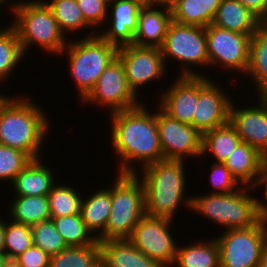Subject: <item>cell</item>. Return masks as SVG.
<instances>
[{"mask_svg":"<svg viewBox=\"0 0 267 267\" xmlns=\"http://www.w3.org/2000/svg\"><path fill=\"white\" fill-rule=\"evenodd\" d=\"M144 105L110 113L111 147L117 154L119 174H135V164L141 169L164 159L161 149L156 113H151ZM135 162V164H134ZM143 162V163H142Z\"/></svg>","mask_w":267,"mask_h":267,"instance_id":"obj_1","label":"cell"},{"mask_svg":"<svg viewBox=\"0 0 267 267\" xmlns=\"http://www.w3.org/2000/svg\"><path fill=\"white\" fill-rule=\"evenodd\" d=\"M22 97L9 96L0 106V144L23 151L32 160L41 159L50 120L35 101Z\"/></svg>","mask_w":267,"mask_h":267,"instance_id":"obj_2","label":"cell"},{"mask_svg":"<svg viewBox=\"0 0 267 267\" xmlns=\"http://www.w3.org/2000/svg\"><path fill=\"white\" fill-rule=\"evenodd\" d=\"M184 163L183 160L164 158L135 173L140 174L138 177L144 184L146 215L174 220L182 203L191 211L192 195L184 197L187 182Z\"/></svg>","mask_w":267,"mask_h":267,"instance_id":"obj_3","label":"cell"},{"mask_svg":"<svg viewBox=\"0 0 267 267\" xmlns=\"http://www.w3.org/2000/svg\"><path fill=\"white\" fill-rule=\"evenodd\" d=\"M11 4L9 11L14 17L11 25L17 31L24 54L30 46L38 44L44 52L61 56L68 43L67 35L59 28L50 8L29 0Z\"/></svg>","mask_w":267,"mask_h":267,"instance_id":"obj_4","label":"cell"},{"mask_svg":"<svg viewBox=\"0 0 267 267\" xmlns=\"http://www.w3.org/2000/svg\"><path fill=\"white\" fill-rule=\"evenodd\" d=\"M95 29L89 35L67 43L61 52L66 53L70 76L76 84L80 101L94 88L98 78L106 67L117 58L118 47L102 39ZM87 37V38H86Z\"/></svg>","mask_w":267,"mask_h":267,"instance_id":"obj_5","label":"cell"},{"mask_svg":"<svg viewBox=\"0 0 267 267\" xmlns=\"http://www.w3.org/2000/svg\"><path fill=\"white\" fill-rule=\"evenodd\" d=\"M252 189L242 186L229 193L192 195L191 210L226 227L225 230L252 227L261 220L257 198L250 193Z\"/></svg>","mask_w":267,"mask_h":267,"instance_id":"obj_6","label":"cell"},{"mask_svg":"<svg viewBox=\"0 0 267 267\" xmlns=\"http://www.w3.org/2000/svg\"><path fill=\"white\" fill-rule=\"evenodd\" d=\"M111 188V212L106 240L127 239L146 215L144 184L136 174H117Z\"/></svg>","mask_w":267,"mask_h":267,"instance_id":"obj_7","label":"cell"},{"mask_svg":"<svg viewBox=\"0 0 267 267\" xmlns=\"http://www.w3.org/2000/svg\"><path fill=\"white\" fill-rule=\"evenodd\" d=\"M161 52L165 65L168 58L171 61L174 59L175 62L176 60L181 62L178 64H184L181 68L180 76H202L192 66L197 65L200 68L209 66L205 27L180 24L172 20L169 24L164 44L161 47Z\"/></svg>","mask_w":267,"mask_h":267,"instance_id":"obj_8","label":"cell"},{"mask_svg":"<svg viewBox=\"0 0 267 267\" xmlns=\"http://www.w3.org/2000/svg\"><path fill=\"white\" fill-rule=\"evenodd\" d=\"M215 239L220 267H258L267 247V222L261 219L249 228L229 229Z\"/></svg>","mask_w":267,"mask_h":267,"instance_id":"obj_9","label":"cell"},{"mask_svg":"<svg viewBox=\"0 0 267 267\" xmlns=\"http://www.w3.org/2000/svg\"><path fill=\"white\" fill-rule=\"evenodd\" d=\"M172 219L145 215L127 240L162 267H172L178 242L170 233Z\"/></svg>","mask_w":267,"mask_h":267,"instance_id":"obj_10","label":"cell"},{"mask_svg":"<svg viewBox=\"0 0 267 267\" xmlns=\"http://www.w3.org/2000/svg\"><path fill=\"white\" fill-rule=\"evenodd\" d=\"M209 66L246 74L252 35L220 28L212 23L205 27ZM212 65V66H211Z\"/></svg>","mask_w":267,"mask_h":267,"instance_id":"obj_11","label":"cell"},{"mask_svg":"<svg viewBox=\"0 0 267 267\" xmlns=\"http://www.w3.org/2000/svg\"><path fill=\"white\" fill-rule=\"evenodd\" d=\"M82 101L87 105H103L110 113L133 109L142 104L130 88L124 66L118 57L106 67L94 88Z\"/></svg>","mask_w":267,"mask_h":267,"instance_id":"obj_12","label":"cell"},{"mask_svg":"<svg viewBox=\"0 0 267 267\" xmlns=\"http://www.w3.org/2000/svg\"><path fill=\"white\" fill-rule=\"evenodd\" d=\"M156 107V125L163 157L183 161L187 160V156L201 158L202 134L191 124L173 119Z\"/></svg>","mask_w":267,"mask_h":267,"instance_id":"obj_13","label":"cell"},{"mask_svg":"<svg viewBox=\"0 0 267 267\" xmlns=\"http://www.w3.org/2000/svg\"><path fill=\"white\" fill-rule=\"evenodd\" d=\"M117 57L121 60L130 88L139 96L142 85L164 77L167 71L161 48L135 44L119 47ZM164 75V76H163Z\"/></svg>","mask_w":267,"mask_h":267,"instance_id":"obj_14","label":"cell"},{"mask_svg":"<svg viewBox=\"0 0 267 267\" xmlns=\"http://www.w3.org/2000/svg\"><path fill=\"white\" fill-rule=\"evenodd\" d=\"M223 91L205 74L199 76V96L193 114V127L202 135L229 122L232 99Z\"/></svg>","mask_w":267,"mask_h":267,"instance_id":"obj_15","label":"cell"},{"mask_svg":"<svg viewBox=\"0 0 267 267\" xmlns=\"http://www.w3.org/2000/svg\"><path fill=\"white\" fill-rule=\"evenodd\" d=\"M256 106L245 108L231 103L229 123L240 136L241 142H246L267 158V101L257 96ZM258 103V104H257Z\"/></svg>","mask_w":267,"mask_h":267,"instance_id":"obj_16","label":"cell"},{"mask_svg":"<svg viewBox=\"0 0 267 267\" xmlns=\"http://www.w3.org/2000/svg\"><path fill=\"white\" fill-rule=\"evenodd\" d=\"M144 4L143 0H109L107 12L109 17L106 18L111 20L107 25L109 29L106 28L100 33L97 28V34L118 48L133 44L138 29L139 10Z\"/></svg>","mask_w":267,"mask_h":267,"instance_id":"obj_17","label":"cell"},{"mask_svg":"<svg viewBox=\"0 0 267 267\" xmlns=\"http://www.w3.org/2000/svg\"><path fill=\"white\" fill-rule=\"evenodd\" d=\"M161 96V97H160ZM199 76H178L159 95L158 107L169 117L193 126V114L198 103Z\"/></svg>","mask_w":267,"mask_h":267,"instance_id":"obj_18","label":"cell"},{"mask_svg":"<svg viewBox=\"0 0 267 267\" xmlns=\"http://www.w3.org/2000/svg\"><path fill=\"white\" fill-rule=\"evenodd\" d=\"M171 21L170 5L145 3L139 10L138 29L133 44L161 48Z\"/></svg>","mask_w":267,"mask_h":267,"instance_id":"obj_19","label":"cell"},{"mask_svg":"<svg viewBox=\"0 0 267 267\" xmlns=\"http://www.w3.org/2000/svg\"><path fill=\"white\" fill-rule=\"evenodd\" d=\"M101 267H162L127 239L100 241Z\"/></svg>","mask_w":267,"mask_h":267,"instance_id":"obj_20","label":"cell"},{"mask_svg":"<svg viewBox=\"0 0 267 267\" xmlns=\"http://www.w3.org/2000/svg\"><path fill=\"white\" fill-rule=\"evenodd\" d=\"M266 157L246 142H240L224 164L242 186L254 188Z\"/></svg>","mask_w":267,"mask_h":267,"instance_id":"obj_21","label":"cell"},{"mask_svg":"<svg viewBox=\"0 0 267 267\" xmlns=\"http://www.w3.org/2000/svg\"><path fill=\"white\" fill-rule=\"evenodd\" d=\"M89 197V198H88ZM84 199L82 197L80 215L86 228L99 241L106 240V226L111 212V187L94 192ZM95 232H100L96 234Z\"/></svg>","mask_w":267,"mask_h":267,"instance_id":"obj_22","label":"cell"},{"mask_svg":"<svg viewBox=\"0 0 267 267\" xmlns=\"http://www.w3.org/2000/svg\"><path fill=\"white\" fill-rule=\"evenodd\" d=\"M41 162V159L31 160L9 184L13 185L15 196H42L51 191L55 184L54 174Z\"/></svg>","mask_w":267,"mask_h":267,"instance_id":"obj_23","label":"cell"},{"mask_svg":"<svg viewBox=\"0 0 267 267\" xmlns=\"http://www.w3.org/2000/svg\"><path fill=\"white\" fill-rule=\"evenodd\" d=\"M263 22L238 0H221L212 22L220 28L253 35Z\"/></svg>","mask_w":267,"mask_h":267,"instance_id":"obj_24","label":"cell"},{"mask_svg":"<svg viewBox=\"0 0 267 267\" xmlns=\"http://www.w3.org/2000/svg\"><path fill=\"white\" fill-rule=\"evenodd\" d=\"M220 3L221 0H174L170 4L172 20L206 27L213 22Z\"/></svg>","mask_w":267,"mask_h":267,"instance_id":"obj_25","label":"cell"},{"mask_svg":"<svg viewBox=\"0 0 267 267\" xmlns=\"http://www.w3.org/2000/svg\"><path fill=\"white\" fill-rule=\"evenodd\" d=\"M196 240L188 246H178L172 266L220 267V249L217 240Z\"/></svg>","mask_w":267,"mask_h":267,"instance_id":"obj_26","label":"cell"},{"mask_svg":"<svg viewBox=\"0 0 267 267\" xmlns=\"http://www.w3.org/2000/svg\"><path fill=\"white\" fill-rule=\"evenodd\" d=\"M245 75L257 86L258 96L267 91V22H263L251 36Z\"/></svg>","mask_w":267,"mask_h":267,"instance_id":"obj_27","label":"cell"},{"mask_svg":"<svg viewBox=\"0 0 267 267\" xmlns=\"http://www.w3.org/2000/svg\"><path fill=\"white\" fill-rule=\"evenodd\" d=\"M9 206L10 219L28 226L51 219L47 195L15 196Z\"/></svg>","mask_w":267,"mask_h":267,"instance_id":"obj_28","label":"cell"},{"mask_svg":"<svg viewBox=\"0 0 267 267\" xmlns=\"http://www.w3.org/2000/svg\"><path fill=\"white\" fill-rule=\"evenodd\" d=\"M240 142V136L228 122L202 135L201 156L203 158L210 153L216 160L215 163H224Z\"/></svg>","mask_w":267,"mask_h":267,"instance_id":"obj_29","label":"cell"},{"mask_svg":"<svg viewBox=\"0 0 267 267\" xmlns=\"http://www.w3.org/2000/svg\"><path fill=\"white\" fill-rule=\"evenodd\" d=\"M49 267H101L100 241L86 246H67L50 256Z\"/></svg>","mask_w":267,"mask_h":267,"instance_id":"obj_30","label":"cell"},{"mask_svg":"<svg viewBox=\"0 0 267 267\" xmlns=\"http://www.w3.org/2000/svg\"><path fill=\"white\" fill-rule=\"evenodd\" d=\"M24 56L16 29L12 25L3 27L0 30V82L8 80Z\"/></svg>","mask_w":267,"mask_h":267,"instance_id":"obj_31","label":"cell"},{"mask_svg":"<svg viewBox=\"0 0 267 267\" xmlns=\"http://www.w3.org/2000/svg\"><path fill=\"white\" fill-rule=\"evenodd\" d=\"M47 6L52 11L59 28L63 33L80 32V30L93 29L86 21L82 14L77 0H54Z\"/></svg>","mask_w":267,"mask_h":267,"instance_id":"obj_32","label":"cell"},{"mask_svg":"<svg viewBox=\"0 0 267 267\" xmlns=\"http://www.w3.org/2000/svg\"><path fill=\"white\" fill-rule=\"evenodd\" d=\"M74 189L72 185H62L58 182L53 185L47 194L51 217L80 214L82 196Z\"/></svg>","mask_w":267,"mask_h":267,"instance_id":"obj_33","label":"cell"},{"mask_svg":"<svg viewBox=\"0 0 267 267\" xmlns=\"http://www.w3.org/2000/svg\"><path fill=\"white\" fill-rule=\"evenodd\" d=\"M51 219L68 246H86L98 241L86 228L80 214Z\"/></svg>","mask_w":267,"mask_h":267,"instance_id":"obj_34","label":"cell"},{"mask_svg":"<svg viewBox=\"0 0 267 267\" xmlns=\"http://www.w3.org/2000/svg\"><path fill=\"white\" fill-rule=\"evenodd\" d=\"M4 253L10 261L33 245L31 226L15 221L5 222Z\"/></svg>","mask_w":267,"mask_h":267,"instance_id":"obj_35","label":"cell"},{"mask_svg":"<svg viewBox=\"0 0 267 267\" xmlns=\"http://www.w3.org/2000/svg\"><path fill=\"white\" fill-rule=\"evenodd\" d=\"M33 245L41 248L52 256L64 250L68 245L57 231L52 219H48L31 226Z\"/></svg>","mask_w":267,"mask_h":267,"instance_id":"obj_36","label":"cell"},{"mask_svg":"<svg viewBox=\"0 0 267 267\" xmlns=\"http://www.w3.org/2000/svg\"><path fill=\"white\" fill-rule=\"evenodd\" d=\"M31 160L23 151L0 144V181L9 180L12 184Z\"/></svg>","mask_w":267,"mask_h":267,"instance_id":"obj_37","label":"cell"},{"mask_svg":"<svg viewBox=\"0 0 267 267\" xmlns=\"http://www.w3.org/2000/svg\"><path fill=\"white\" fill-rule=\"evenodd\" d=\"M209 176L208 179H210V184L213 187V192L211 191V193H229L237 191L242 187L224 163L213 162L211 175Z\"/></svg>","mask_w":267,"mask_h":267,"instance_id":"obj_38","label":"cell"},{"mask_svg":"<svg viewBox=\"0 0 267 267\" xmlns=\"http://www.w3.org/2000/svg\"><path fill=\"white\" fill-rule=\"evenodd\" d=\"M108 2L109 0H77L85 21L93 28L108 22Z\"/></svg>","mask_w":267,"mask_h":267,"instance_id":"obj_39","label":"cell"},{"mask_svg":"<svg viewBox=\"0 0 267 267\" xmlns=\"http://www.w3.org/2000/svg\"><path fill=\"white\" fill-rule=\"evenodd\" d=\"M19 267H49L50 255L32 245L13 260Z\"/></svg>","mask_w":267,"mask_h":267,"instance_id":"obj_40","label":"cell"},{"mask_svg":"<svg viewBox=\"0 0 267 267\" xmlns=\"http://www.w3.org/2000/svg\"><path fill=\"white\" fill-rule=\"evenodd\" d=\"M258 186L265 188L263 196H265L266 202L257 198V204L261 219L267 222V158L262 162L260 173L253 189L255 190Z\"/></svg>","mask_w":267,"mask_h":267,"instance_id":"obj_41","label":"cell"},{"mask_svg":"<svg viewBox=\"0 0 267 267\" xmlns=\"http://www.w3.org/2000/svg\"><path fill=\"white\" fill-rule=\"evenodd\" d=\"M244 7L256 15L262 22H267V0H238Z\"/></svg>","mask_w":267,"mask_h":267,"instance_id":"obj_42","label":"cell"},{"mask_svg":"<svg viewBox=\"0 0 267 267\" xmlns=\"http://www.w3.org/2000/svg\"><path fill=\"white\" fill-rule=\"evenodd\" d=\"M5 220L3 221L2 218H0V252H4V246H5Z\"/></svg>","mask_w":267,"mask_h":267,"instance_id":"obj_43","label":"cell"},{"mask_svg":"<svg viewBox=\"0 0 267 267\" xmlns=\"http://www.w3.org/2000/svg\"><path fill=\"white\" fill-rule=\"evenodd\" d=\"M9 261L8 256L4 252H0V267H5Z\"/></svg>","mask_w":267,"mask_h":267,"instance_id":"obj_44","label":"cell"},{"mask_svg":"<svg viewBox=\"0 0 267 267\" xmlns=\"http://www.w3.org/2000/svg\"><path fill=\"white\" fill-rule=\"evenodd\" d=\"M258 267H267V247L265 248Z\"/></svg>","mask_w":267,"mask_h":267,"instance_id":"obj_45","label":"cell"},{"mask_svg":"<svg viewBox=\"0 0 267 267\" xmlns=\"http://www.w3.org/2000/svg\"><path fill=\"white\" fill-rule=\"evenodd\" d=\"M174 0H151V4L170 5Z\"/></svg>","mask_w":267,"mask_h":267,"instance_id":"obj_46","label":"cell"},{"mask_svg":"<svg viewBox=\"0 0 267 267\" xmlns=\"http://www.w3.org/2000/svg\"><path fill=\"white\" fill-rule=\"evenodd\" d=\"M34 2H36V3H38V4H43V5H47L49 2H52V1H54V0H49V1H47L46 0V2L45 1H43V0H33Z\"/></svg>","mask_w":267,"mask_h":267,"instance_id":"obj_47","label":"cell"},{"mask_svg":"<svg viewBox=\"0 0 267 267\" xmlns=\"http://www.w3.org/2000/svg\"><path fill=\"white\" fill-rule=\"evenodd\" d=\"M8 96L0 94V106L7 100Z\"/></svg>","mask_w":267,"mask_h":267,"instance_id":"obj_48","label":"cell"},{"mask_svg":"<svg viewBox=\"0 0 267 267\" xmlns=\"http://www.w3.org/2000/svg\"><path fill=\"white\" fill-rule=\"evenodd\" d=\"M5 267H19L14 261H9Z\"/></svg>","mask_w":267,"mask_h":267,"instance_id":"obj_49","label":"cell"},{"mask_svg":"<svg viewBox=\"0 0 267 267\" xmlns=\"http://www.w3.org/2000/svg\"><path fill=\"white\" fill-rule=\"evenodd\" d=\"M267 101V91L261 95Z\"/></svg>","mask_w":267,"mask_h":267,"instance_id":"obj_50","label":"cell"},{"mask_svg":"<svg viewBox=\"0 0 267 267\" xmlns=\"http://www.w3.org/2000/svg\"><path fill=\"white\" fill-rule=\"evenodd\" d=\"M145 3L151 4V0H143Z\"/></svg>","mask_w":267,"mask_h":267,"instance_id":"obj_51","label":"cell"},{"mask_svg":"<svg viewBox=\"0 0 267 267\" xmlns=\"http://www.w3.org/2000/svg\"><path fill=\"white\" fill-rule=\"evenodd\" d=\"M2 4L4 5V3L0 0V7H1ZM2 28H3V27L0 26V30H1Z\"/></svg>","mask_w":267,"mask_h":267,"instance_id":"obj_52","label":"cell"},{"mask_svg":"<svg viewBox=\"0 0 267 267\" xmlns=\"http://www.w3.org/2000/svg\"><path fill=\"white\" fill-rule=\"evenodd\" d=\"M1 1H2L4 4H5V3H8V1H7V0H1Z\"/></svg>","mask_w":267,"mask_h":267,"instance_id":"obj_53","label":"cell"}]
</instances>
